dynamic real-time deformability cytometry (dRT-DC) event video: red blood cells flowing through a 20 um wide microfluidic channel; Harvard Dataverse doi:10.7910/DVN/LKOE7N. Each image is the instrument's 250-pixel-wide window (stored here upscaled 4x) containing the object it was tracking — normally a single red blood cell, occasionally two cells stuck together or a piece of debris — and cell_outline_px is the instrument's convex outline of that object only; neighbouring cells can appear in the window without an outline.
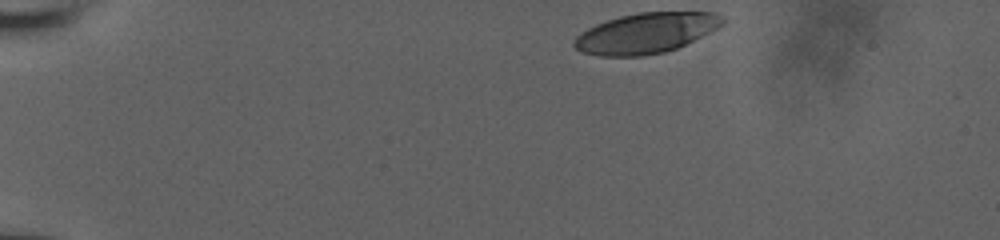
{"species": "human", "species_latin": "Homo sapiens", "temperature_condition": "room temperature", "stored_images_in_passage": 38, "camera_frame_rate_fps": 3000, "um_per_image_px": 0.085, "donor": {"sex": "male"}, "frame": {"image": 1, "passage_image": 1, "time_ms": 0.0, "image_size_px": [1000, 240], "cell_outline_px": [[724, 24], [676, 48], [664, 52], [644, 56], [600, 56], [580, 52], [572, 44], [572, 40], [576, 36], [588, 28], [596, 24], [620, 16], [640, 12], [716, 12], [724, 20]], "centroid_in_image_um": [54.85, 2.82], "position_along_channel_um": 30.1, "area_um2": 34.62}}
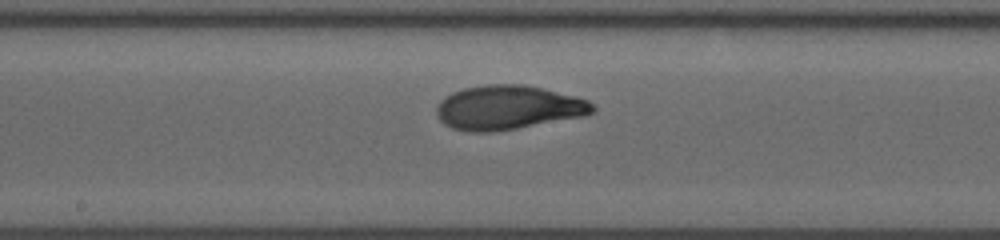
{"frame": {"image": 2, "passage_image": 22, "time_ms": 7.0, "image_size_px": [1000, 240], "cell_outline_px": [[596, 108], [592, 112], [584, 116], [516, 128], [492, 132], [472, 132], [452, 128], [444, 124], [436, 116], [436, 104], [444, 96], [452, 92], [464, 88], [488, 84], [524, 84], [576, 96], [588, 100]], "centroid_in_image_um": [43.15, 9.13], "position_along_channel_um": 205.1, "area_um2": 40.23}}
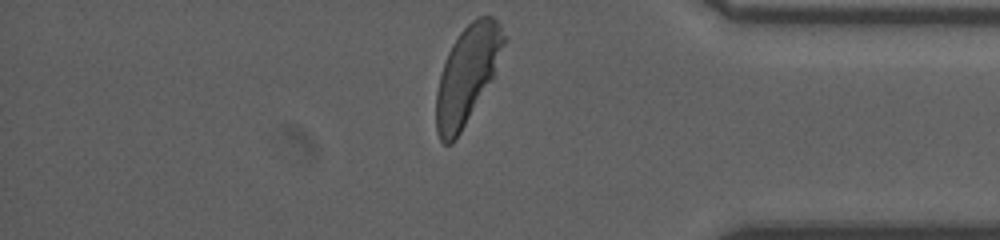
{"frame": {"image": 3, "passage_image": 38, "time_ms": 12.333, "image_size_px": [1000, 240], "cell_outline_px": [[504, 44], [492, 76], [460, 132], [452, 144], [444, 144], [440, 140], [436, 132], [436, 92], [440, 72], [444, 60], [452, 44], [460, 32], [472, 20], [480, 16], [492, 16], [500, 24], [504, 36]], "centroid_in_image_um": [39.65, 6.35], "position_along_channel_um": 395.6, "area_um2": 37.4}, "authors_computed_cell_mechanics": {"area_um2": 38.9283, "velocity_mm_per_s": 3.8891, "shape_relaxation_time_tau1_ms": 3.6343, "shape_relaxation_time_tau2_ms": null, "deformation_change_tau1": 0.1955, "deformation_change_tau2": null}}